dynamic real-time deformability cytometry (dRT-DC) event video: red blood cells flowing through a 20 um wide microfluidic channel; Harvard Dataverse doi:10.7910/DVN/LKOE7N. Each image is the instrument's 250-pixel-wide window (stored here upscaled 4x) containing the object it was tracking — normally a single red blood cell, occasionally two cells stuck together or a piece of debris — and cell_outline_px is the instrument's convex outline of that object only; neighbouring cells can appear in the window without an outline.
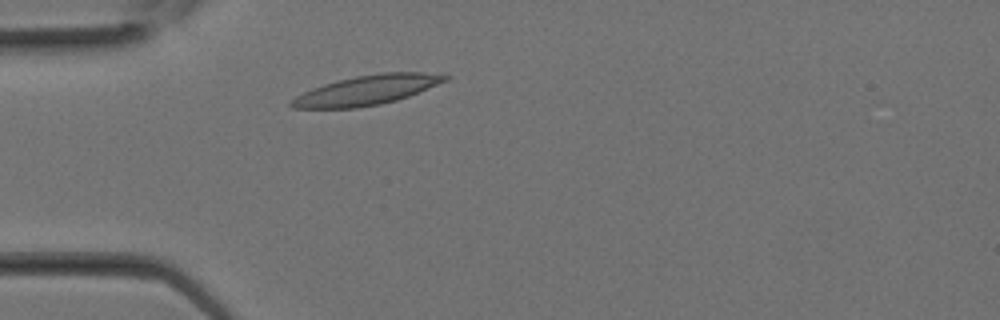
{"species": "Egyptian fruit bat (a non-hibernating species)", "species_latin": "Rousettus aegyptiacus", "temperature_condition": "room temperature", "stored_images_in_passage": 8, "camera_frame_rate_fps": 3000, "um_per_image_px": 0.085, "animal": {"sex": "female"}, "frame": {"image": 1, "passage_image": 4, "time_ms": 1.0, "image_size_px": [1000, 320], "cell_outline_px": [[452, 76], [448, 80], [408, 96], [396, 100], [380, 104], [356, 108], [292, 108], [288, 104], [296, 96], [312, 88], [336, 80], [356, 76], [384, 72], [424, 72]], "centroid_in_image_um": [31.18, 7.65], "position_along_channel_um": 53.8, "area_um2": 26.36}}
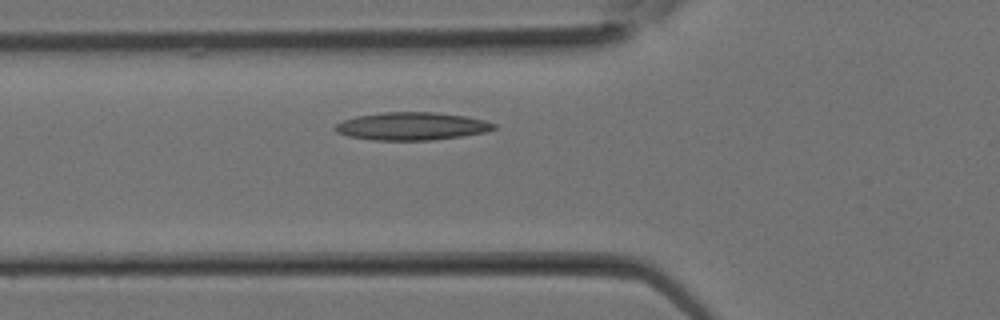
{"frame": {"image": 2, "passage_image": 6, "time_ms": 1.667, "image_size_px": [1000, 320], "cell_outline_px": [[496, 128], [484, 132], [460, 136], [432, 140], [372, 140], [348, 136], [336, 132], [332, 128], [336, 124], [344, 120], [356, 116], [380, 112], [432, 112], [464, 116], [484, 120], [496, 124]], "centroid_in_image_um": [34.95, 10.72], "position_along_channel_um": 90.9, "area_um2": 25.66}}
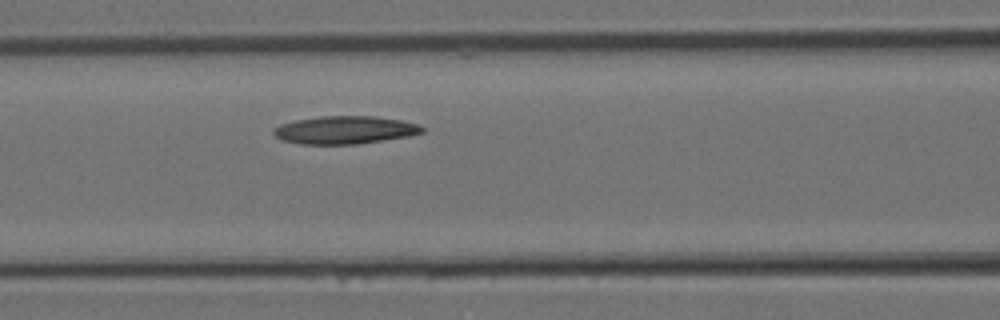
{"frame": {"image": 3, "passage_image": 8, "time_ms": 2.333, "image_size_px": [1000, 320], "cell_outline_px": [[424, 132], [408, 136], [356, 144], [300, 144], [280, 140], [272, 132], [280, 124], [296, 120], [320, 116], [372, 116], [400, 120], [416, 124], [424, 128]], "centroid_in_image_um": [29.28, 11.05], "position_along_channel_um": 137.3, "area_um2": 23.93}}